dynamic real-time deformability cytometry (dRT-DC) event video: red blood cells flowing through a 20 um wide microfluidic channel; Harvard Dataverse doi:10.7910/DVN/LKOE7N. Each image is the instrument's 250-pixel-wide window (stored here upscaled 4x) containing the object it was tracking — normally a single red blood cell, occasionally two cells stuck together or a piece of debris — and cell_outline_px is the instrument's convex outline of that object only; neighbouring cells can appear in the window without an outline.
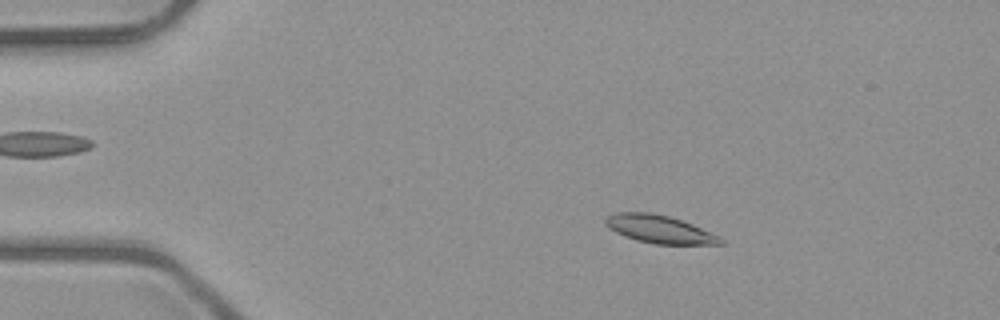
{"species": "common noctule bat (a hibernating species)", "species_latin": "Nyctalus noctula", "temperature_condition": "room temperature", "stored_images_in_passage": 49, "camera_frame_rate_fps": 3000, "um_per_image_px": 0.085, "animal": {"sex": "male", "body_mass_g": 23.1, "forearm_length_mm": 52.7}, "frame": {"image": 1, "passage_image": 6, "time_ms": 1.667, "image_size_px": [1000, 320], "cell_outline_px": [[724, 244], [656, 244], [636, 240], [624, 236], [608, 228], [604, 224], [604, 220], [608, 216], [616, 212], [652, 212], [668, 216], [692, 224], [720, 236], [724, 240]], "centroid_in_image_um": [56.04, 19.48], "position_along_channel_um": 29.0, "area_um2": 18.73}}
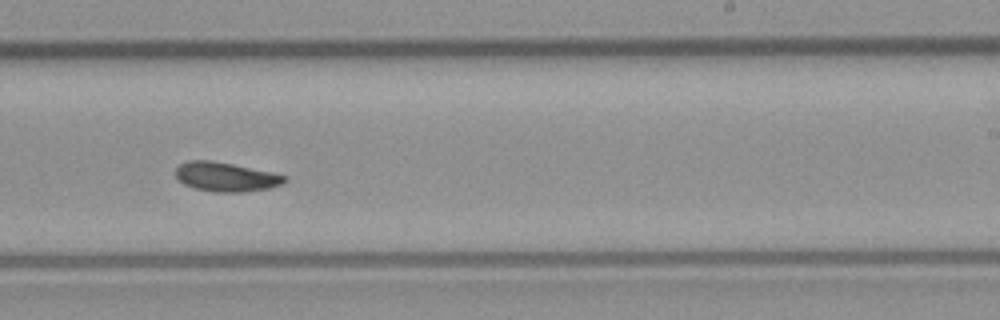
{"frame": {"image": 2, "passage_image": 29, "time_ms": 9.333, "image_size_px": [1000, 320], "cell_outline_px": [[288, 180], [284, 184], [268, 188], [244, 192], [216, 192], [196, 188], [184, 184], [176, 176], [176, 168], [180, 164], [188, 160], [212, 160], [272, 172], [288, 176]], "centroid_in_image_um": [19.24, 15.03], "position_along_channel_um": 269.8, "area_um2": 18.55}}
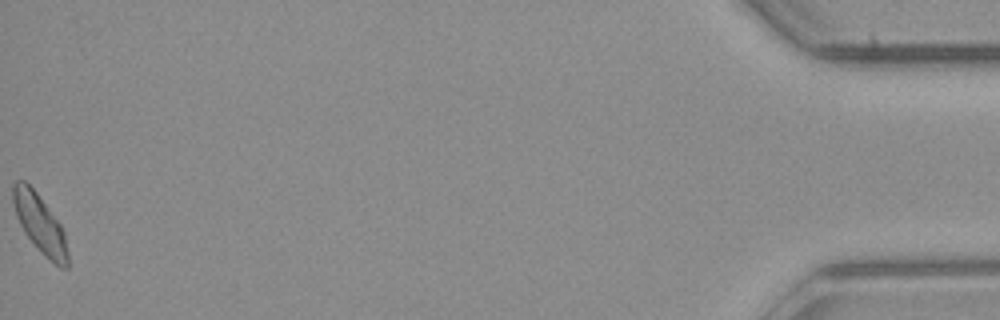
{"frame": {"image": 3, "passage_image": 49, "time_ms": 16.0, "image_size_px": [1000, 320], "cell_outline_px": [[68, 268], [60, 268], [44, 256], [24, 232], [16, 216], [12, 200], [12, 184], [16, 180], [24, 180], [36, 192], [60, 224], [64, 232], [68, 252]], "centroid_in_image_um": [3.38, 19.03], "position_along_channel_um": 431.8, "area_um2": 18.55}, "authors_computed_cell_mechanics": {"area_um2": 18.4382, "velocity_mm_per_s": 3.9844, "shape_relaxation_time_tau1_ms": 6.8811, "shape_relaxation_time_tau2_ms": 3.6122, "deformation_change_tau1": 0.1279, "deformation_change_tau2": 0.0838}}